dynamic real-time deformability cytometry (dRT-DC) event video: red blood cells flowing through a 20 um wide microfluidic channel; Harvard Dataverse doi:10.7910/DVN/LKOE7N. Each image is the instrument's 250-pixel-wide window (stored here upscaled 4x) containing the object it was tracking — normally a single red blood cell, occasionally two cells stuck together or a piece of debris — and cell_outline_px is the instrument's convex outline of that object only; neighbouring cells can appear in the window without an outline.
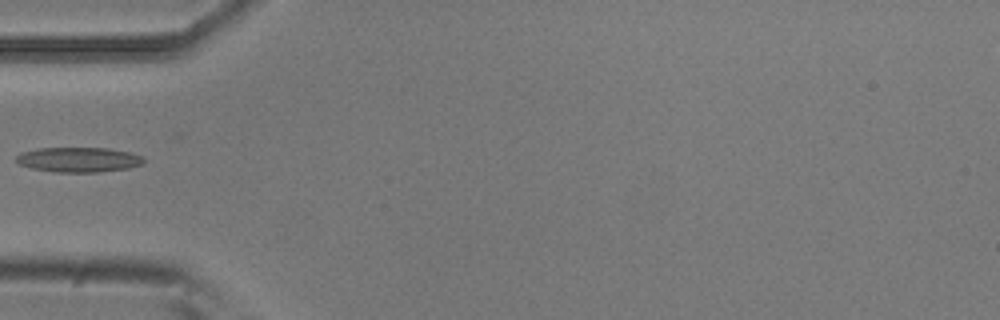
{"species": "common noctule bat (a hibernating species)", "species_latin": "Nyctalus noctula", "temperature_condition": "room temperature", "stored_images_in_passage": 5, "camera_frame_rate_fps": 3000, "um_per_image_px": 0.085, "animal": {"sex": "male", "body_mass_g": 20.5, "forearm_length_mm": 52.5}, "frame": {"image": 1, "passage_image": 4, "time_ms": 1.0, "image_size_px": [1000, 320], "cell_outline_px": [[144, 164], [128, 168], [100, 172], [56, 172], [32, 168], [20, 164], [16, 160], [16, 156], [20, 152], [40, 148], [108, 148], [128, 152], [144, 156]], "centroid_in_image_um": [6.71, 13.57], "position_along_channel_um": 78.3, "area_um2": 18.5}}
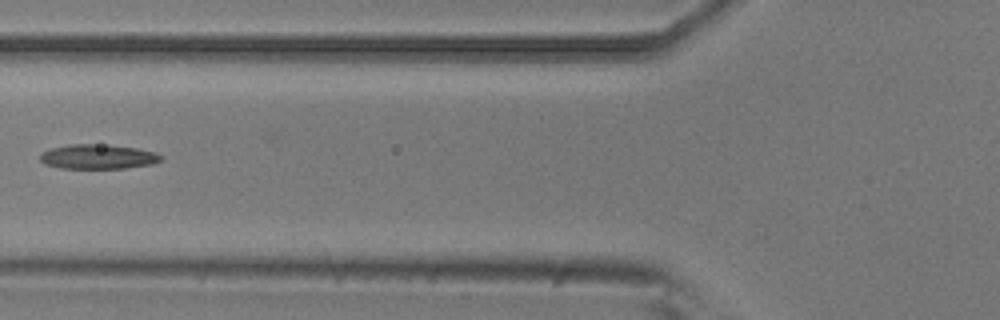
{"frame": {"image": 2, "passage_image": 5, "time_ms": 1.333, "image_size_px": [1000, 320], "cell_outline_px": [[164, 156], [160, 160], [152, 164], [124, 168], [60, 168], [44, 164], [40, 160], [40, 152], [48, 148], [72, 144], [92, 144], [136, 148], [156, 152]], "centroid_in_image_um": [8.28, 13.32], "position_along_channel_um": 117.5, "area_um2": 17.28}}